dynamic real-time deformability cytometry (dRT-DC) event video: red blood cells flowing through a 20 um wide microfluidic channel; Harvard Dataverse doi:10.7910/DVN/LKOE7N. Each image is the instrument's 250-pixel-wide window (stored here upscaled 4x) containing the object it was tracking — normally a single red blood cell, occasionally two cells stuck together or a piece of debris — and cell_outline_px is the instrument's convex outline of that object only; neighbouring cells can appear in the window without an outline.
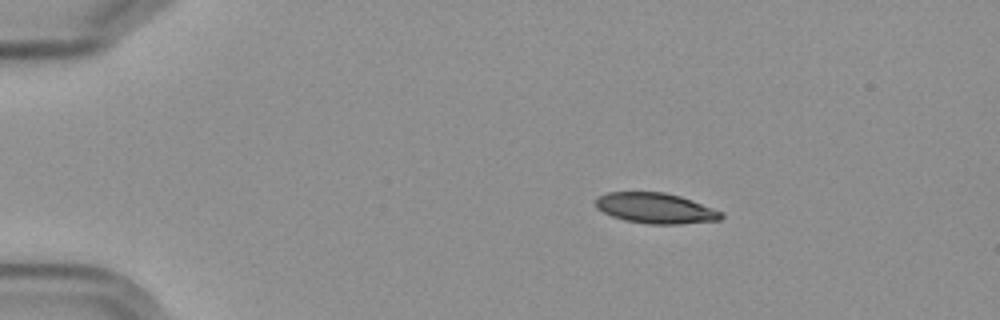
{"species": "Egyptian fruit bat (a non-hibernating species)", "species_latin": "Rousettus aegyptiacus", "temperature_condition": "cold", "stored_images_in_passage": 4, "camera_frame_rate_fps": 3000, "um_per_image_px": 0.085, "frame": {"image": 1, "passage_image": 2, "time_ms": 1.333, "image_size_px": [1000, 320], "cell_outline_px": [[724, 216], [720, 220], [680, 224], [648, 224], [624, 220], [612, 216], [596, 208], [596, 200], [600, 196], [608, 192], [664, 192], [680, 196], [692, 200], [724, 212]], "centroid_in_image_um": [55.76, 17.7], "position_along_channel_um": 29.2, "area_um2": 22.31}}